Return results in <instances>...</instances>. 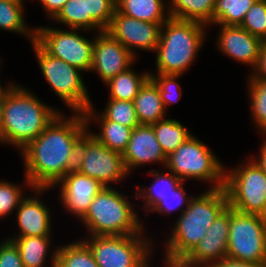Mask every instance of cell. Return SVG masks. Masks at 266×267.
I'll list each match as a JSON object with an SVG mask.
<instances>
[{"instance_id": "1", "label": "cell", "mask_w": 266, "mask_h": 267, "mask_svg": "<svg viewBox=\"0 0 266 267\" xmlns=\"http://www.w3.org/2000/svg\"><path fill=\"white\" fill-rule=\"evenodd\" d=\"M62 112L20 150L24 175L33 188L52 189L67 174L73 144L88 129L84 113L65 117Z\"/></svg>"}, {"instance_id": "2", "label": "cell", "mask_w": 266, "mask_h": 267, "mask_svg": "<svg viewBox=\"0 0 266 267\" xmlns=\"http://www.w3.org/2000/svg\"><path fill=\"white\" fill-rule=\"evenodd\" d=\"M47 105L29 89L8 82L3 90V111L0 144L22 150L36 139L61 112Z\"/></svg>"}, {"instance_id": "3", "label": "cell", "mask_w": 266, "mask_h": 267, "mask_svg": "<svg viewBox=\"0 0 266 267\" xmlns=\"http://www.w3.org/2000/svg\"><path fill=\"white\" fill-rule=\"evenodd\" d=\"M228 206L225 188L206 189L190 200L184 212L176 217L166 236L163 259L182 262L205 236L216 217Z\"/></svg>"}, {"instance_id": "4", "label": "cell", "mask_w": 266, "mask_h": 267, "mask_svg": "<svg viewBox=\"0 0 266 267\" xmlns=\"http://www.w3.org/2000/svg\"><path fill=\"white\" fill-rule=\"evenodd\" d=\"M208 28L199 22L169 17L161 26L155 50V71L175 75L189 71L208 38Z\"/></svg>"}, {"instance_id": "5", "label": "cell", "mask_w": 266, "mask_h": 267, "mask_svg": "<svg viewBox=\"0 0 266 267\" xmlns=\"http://www.w3.org/2000/svg\"><path fill=\"white\" fill-rule=\"evenodd\" d=\"M130 197L136 199L134 194L126 196L117 188L103 187L80 220L87 229V236L147 234Z\"/></svg>"}, {"instance_id": "6", "label": "cell", "mask_w": 266, "mask_h": 267, "mask_svg": "<svg viewBox=\"0 0 266 267\" xmlns=\"http://www.w3.org/2000/svg\"><path fill=\"white\" fill-rule=\"evenodd\" d=\"M202 140L193 134L167 156L164 170L172 172L182 181L209 183L208 189L225 186V165Z\"/></svg>"}, {"instance_id": "7", "label": "cell", "mask_w": 266, "mask_h": 267, "mask_svg": "<svg viewBox=\"0 0 266 267\" xmlns=\"http://www.w3.org/2000/svg\"><path fill=\"white\" fill-rule=\"evenodd\" d=\"M31 46L41 74L54 94L63 101L71 112L84 113L93 102L89 96L84 78H82L81 72L83 71L62 59L51 56L36 41H33Z\"/></svg>"}, {"instance_id": "8", "label": "cell", "mask_w": 266, "mask_h": 267, "mask_svg": "<svg viewBox=\"0 0 266 267\" xmlns=\"http://www.w3.org/2000/svg\"><path fill=\"white\" fill-rule=\"evenodd\" d=\"M147 234L87 236L99 267H146L153 258L154 241Z\"/></svg>"}, {"instance_id": "9", "label": "cell", "mask_w": 266, "mask_h": 267, "mask_svg": "<svg viewBox=\"0 0 266 267\" xmlns=\"http://www.w3.org/2000/svg\"><path fill=\"white\" fill-rule=\"evenodd\" d=\"M224 188L231 208L266 216V174L250 157L234 168L225 167Z\"/></svg>"}, {"instance_id": "10", "label": "cell", "mask_w": 266, "mask_h": 267, "mask_svg": "<svg viewBox=\"0 0 266 267\" xmlns=\"http://www.w3.org/2000/svg\"><path fill=\"white\" fill-rule=\"evenodd\" d=\"M227 256L266 265V218L230 207Z\"/></svg>"}, {"instance_id": "11", "label": "cell", "mask_w": 266, "mask_h": 267, "mask_svg": "<svg viewBox=\"0 0 266 267\" xmlns=\"http://www.w3.org/2000/svg\"><path fill=\"white\" fill-rule=\"evenodd\" d=\"M35 29V41L48 54L83 72H90L94 38L88 39L83 36L80 32L82 29L64 30L48 25L36 26Z\"/></svg>"}, {"instance_id": "12", "label": "cell", "mask_w": 266, "mask_h": 267, "mask_svg": "<svg viewBox=\"0 0 266 267\" xmlns=\"http://www.w3.org/2000/svg\"><path fill=\"white\" fill-rule=\"evenodd\" d=\"M79 172L95 178L104 187H113L112 185L126 180L130 175L125 167L123 155L98 142L88 129L86 155Z\"/></svg>"}, {"instance_id": "13", "label": "cell", "mask_w": 266, "mask_h": 267, "mask_svg": "<svg viewBox=\"0 0 266 267\" xmlns=\"http://www.w3.org/2000/svg\"><path fill=\"white\" fill-rule=\"evenodd\" d=\"M162 25L128 17L115 9L113 17L104 31L118 40L137 58V49L139 52L141 50L155 52Z\"/></svg>"}, {"instance_id": "14", "label": "cell", "mask_w": 266, "mask_h": 267, "mask_svg": "<svg viewBox=\"0 0 266 267\" xmlns=\"http://www.w3.org/2000/svg\"><path fill=\"white\" fill-rule=\"evenodd\" d=\"M137 60L127 48L106 31L95 33L90 71L97 73L104 84L133 66Z\"/></svg>"}, {"instance_id": "15", "label": "cell", "mask_w": 266, "mask_h": 267, "mask_svg": "<svg viewBox=\"0 0 266 267\" xmlns=\"http://www.w3.org/2000/svg\"><path fill=\"white\" fill-rule=\"evenodd\" d=\"M230 229V206L216 217L205 236L182 261L186 267H208L227 256Z\"/></svg>"}, {"instance_id": "16", "label": "cell", "mask_w": 266, "mask_h": 267, "mask_svg": "<svg viewBox=\"0 0 266 267\" xmlns=\"http://www.w3.org/2000/svg\"><path fill=\"white\" fill-rule=\"evenodd\" d=\"M59 187V198L66 212L81 220L88 212L93 198L104 187L95 178L80 172L66 174L53 188Z\"/></svg>"}, {"instance_id": "17", "label": "cell", "mask_w": 266, "mask_h": 267, "mask_svg": "<svg viewBox=\"0 0 266 267\" xmlns=\"http://www.w3.org/2000/svg\"><path fill=\"white\" fill-rule=\"evenodd\" d=\"M215 25L219 26L220 32L215 42L218 51L242 65L247 64L252 72L257 65L263 41L241 26Z\"/></svg>"}, {"instance_id": "18", "label": "cell", "mask_w": 266, "mask_h": 267, "mask_svg": "<svg viewBox=\"0 0 266 267\" xmlns=\"http://www.w3.org/2000/svg\"><path fill=\"white\" fill-rule=\"evenodd\" d=\"M47 190L33 188L32 196H26L16 210V224L18 232L11 237H27V236H52V219L51 208L47 203L39 198L43 193L47 194ZM35 194V195H34Z\"/></svg>"}, {"instance_id": "19", "label": "cell", "mask_w": 266, "mask_h": 267, "mask_svg": "<svg viewBox=\"0 0 266 267\" xmlns=\"http://www.w3.org/2000/svg\"><path fill=\"white\" fill-rule=\"evenodd\" d=\"M123 160L130 176L134 169L148 164H161L165 168L167 156L157 141L152 125L140 124L133 128Z\"/></svg>"}, {"instance_id": "20", "label": "cell", "mask_w": 266, "mask_h": 267, "mask_svg": "<svg viewBox=\"0 0 266 267\" xmlns=\"http://www.w3.org/2000/svg\"><path fill=\"white\" fill-rule=\"evenodd\" d=\"M97 112L93 104L84 112L88 130L98 142L123 155L127 149L133 128L108 120L102 113ZM93 122L95 124L99 123L98 128H101L99 133L90 130L89 127Z\"/></svg>"}, {"instance_id": "21", "label": "cell", "mask_w": 266, "mask_h": 267, "mask_svg": "<svg viewBox=\"0 0 266 267\" xmlns=\"http://www.w3.org/2000/svg\"><path fill=\"white\" fill-rule=\"evenodd\" d=\"M13 240L18 246L24 267H50L56 266L57 248L51 251L52 236L6 237ZM52 252V253H51ZM49 255H51L49 257ZM48 257V258H47ZM47 263V265H46ZM48 266V267H49Z\"/></svg>"}, {"instance_id": "22", "label": "cell", "mask_w": 266, "mask_h": 267, "mask_svg": "<svg viewBox=\"0 0 266 267\" xmlns=\"http://www.w3.org/2000/svg\"><path fill=\"white\" fill-rule=\"evenodd\" d=\"M133 103L140 124L151 125L167 118L168 112L162 103L159 87L151 78L140 88Z\"/></svg>"}, {"instance_id": "23", "label": "cell", "mask_w": 266, "mask_h": 267, "mask_svg": "<svg viewBox=\"0 0 266 267\" xmlns=\"http://www.w3.org/2000/svg\"><path fill=\"white\" fill-rule=\"evenodd\" d=\"M157 169H151L148 174L153 176V181L149 186H138L135 190L136 198L144 202L142 209L149 214V211L163 198L170 194L174 188H176L182 180L176 177L170 171L162 172Z\"/></svg>"}, {"instance_id": "24", "label": "cell", "mask_w": 266, "mask_h": 267, "mask_svg": "<svg viewBox=\"0 0 266 267\" xmlns=\"http://www.w3.org/2000/svg\"><path fill=\"white\" fill-rule=\"evenodd\" d=\"M167 0H116V10L141 21L163 24L170 16Z\"/></svg>"}, {"instance_id": "25", "label": "cell", "mask_w": 266, "mask_h": 267, "mask_svg": "<svg viewBox=\"0 0 266 267\" xmlns=\"http://www.w3.org/2000/svg\"><path fill=\"white\" fill-rule=\"evenodd\" d=\"M168 13L171 18L188 20L212 26L216 0H168Z\"/></svg>"}, {"instance_id": "26", "label": "cell", "mask_w": 266, "mask_h": 267, "mask_svg": "<svg viewBox=\"0 0 266 267\" xmlns=\"http://www.w3.org/2000/svg\"><path fill=\"white\" fill-rule=\"evenodd\" d=\"M24 3L25 0H0V29L21 34L32 43L35 41L36 29L27 27Z\"/></svg>"}, {"instance_id": "27", "label": "cell", "mask_w": 266, "mask_h": 267, "mask_svg": "<svg viewBox=\"0 0 266 267\" xmlns=\"http://www.w3.org/2000/svg\"><path fill=\"white\" fill-rule=\"evenodd\" d=\"M132 67L133 66L126 71L119 73L105 83L109 89V98L107 99L134 100L139 93L140 88L150 78V72L147 70L141 74L136 72Z\"/></svg>"}, {"instance_id": "28", "label": "cell", "mask_w": 266, "mask_h": 267, "mask_svg": "<svg viewBox=\"0 0 266 267\" xmlns=\"http://www.w3.org/2000/svg\"><path fill=\"white\" fill-rule=\"evenodd\" d=\"M51 21L64 24L63 26L67 28L82 29L86 33L87 31L92 34L103 31L90 15H86L85 0H68Z\"/></svg>"}, {"instance_id": "29", "label": "cell", "mask_w": 266, "mask_h": 267, "mask_svg": "<svg viewBox=\"0 0 266 267\" xmlns=\"http://www.w3.org/2000/svg\"><path fill=\"white\" fill-rule=\"evenodd\" d=\"M151 125L166 156L175 151L193 134L177 119L165 118Z\"/></svg>"}, {"instance_id": "30", "label": "cell", "mask_w": 266, "mask_h": 267, "mask_svg": "<svg viewBox=\"0 0 266 267\" xmlns=\"http://www.w3.org/2000/svg\"><path fill=\"white\" fill-rule=\"evenodd\" d=\"M56 247L55 267H99L91 249L81 238Z\"/></svg>"}, {"instance_id": "31", "label": "cell", "mask_w": 266, "mask_h": 267, "mask_svg": "<svg viewBox=\"0 0 266 267\" xmlns=\"http://www.w3.org/2000/svg\"><path fill=\"white\" fill-rule=\"evenodd\" d=\"M247 93L250 101L253 127L266 136V80L247 76Z\"/></svg>"}, {"instance_id": "32", "label": "cell", "mask_w": 266, "mask_h": 267, "mask_svg": "<svg viewBox=\"0 0 266 267\" xmlns=\"http://www.w3.org/2000/svg\"><path fill=\"white\" fill-rule=\"evenodd\" d=\"M256 0H216L212 25L240 26Z\"/></svg>"}, {"instance_id": "33", "label": "cell", "mask_w": 266, "mask_h": 267, "mask_svg": "<svg viewBox=\"0 0 266 267\" xmlns=\"http://www.w3.org/2000/svg\"><path fill=\"white\" fill-rule=\"evenodd\" d=\"M25 187L21 184L12 183V181L0 180V219H5L9 215L15 213L20 202L26 197L24 191L26 188L33 189L30 181L24 175ZM24 187V188H23ZM24 190H23V189ZM13 212V213H12Z\"/></svg>"}, {"instance_id": "34", "label": "cell", "mask_w": 266, "mask_h": 267, "mask_svg": "<svg viewBox=\"0 0 266 267\" xmlns=\"http://www.w3.org/2000/svg\"><path fill=\"white\" fill-rule=\"evenodd\" d=\"M102 114L108 119L124 126L135 128L140 125L133 101L107 99Z\"/></svg>"}, {"instance_id": "35", "label": "cell", "mask_w": 266, "mask_h": 267, "mask_svg": "<svg viewBox=\"0 0 266 267\" xmlns=\"http://www.w3.org/2000/svg\"><path fill=\"white\" fill-rule=\"evenodd\" d=\"M183 184H185L184 181L174 188L170 194L160 198V201L149 211V214L157 212V214L167 216L173 211V213L179 211L180 213L178 214L180 216L188 207L190 200L194 197L193 195H187Z\"/></svg>"}, {"instance_id": "36", "label": "cell", "mask_w": 266, "mask_h": 267, "mask_svg": "<svg viewBox=\"0 0 266 267\" xmlns=\"http://www.w3.org/2000/svg\"><path fill=\"white\" fill-rule=\"evenodd\" d=\"M182 75L153 73L150 70V78L159 87L162 103L168 111L170 105L179 102L182 97V88L177 80Z\"/></svg>"}, {"instance_id": "37", "label": "cell", "mask_w": 266, "mask_h": 267, "mask_svg": "<svg viewBox=\"0 0 266 267\" xmlns=\"http://www.w3.org/2000/svg\"><path fill=\"white\" fill-rule=\"evenodd\" d=\"M243 29L251 35L266 40V0H256L248 10L242 24Z\"/></svg>"}, {"instance_id": "38", "label": "cell", "mask_w": 266, "mask_h": 267, "mask_svg": "<svg viewBox=\"0 0 266 267\" xmlns=\"http://www.w3.org/2000/svg\"><path fill=\"white\" fill-rule=\"evenodd\" d=\"M116 0H85L86 15L104 31L113 17Z\"/></svg>"}, {"instance_id": "39", "label": "cell", "mask_w": 266, "mask_h": 267, "mask_svg": "<svg viewBox=\"0 0 266 267\" xmlns=\"http://www.w3.org/2000/svg\"><path fill=\"white\" fill-rule=\"evenodd\" d=\"M0 267H24L18 246L8 238L0 242Z\"/></svg>"}, {"instance_id": "40", "label": "cell", "mask_w": 266, "mask_h": 267, "mask_svg": "<svg viewBox=\"0 0 266 267\" xmlns=\"http://www.w3.org/2000/svg\"><path fill=\"white\" fill-rule=\"evenodd\" d=\"M86 155V131L74 142L68 157L67 174L79 172Z\"/></svg>"}, {"instance_id": "41", "label": "cell", "mask_w": 266, "mask_h": 267, "mask_svg": "<svg viewBox=\"0 0 266 267\" xmlns=\"http://www.w3.org/2000/svg\"><path fill=\"white\" fill-rule=\"evenodd\" d=\"M208 267H266L264 263H255L250 261H240L228 256L218 262L212 263Z\"/></svg>"}, {"instance_id": "42", "label": "cell", "mask_w": 266, "mask_h": 267, "mask_svg": "<svg viewBox=\"0 0 266 267\" xmlns=\"http://www.w3.org/2000/svg\"><path fill=\"white\" fill-rule=\"evenodd\" d=\"M248 74L255 79L266 80V40L262 43L256 67Z\"/></svg>"}, {"instance_id": "43", "label": "cell", "mask_w": 266, "mask_h": 267, "mask_svg": "<svg viewBox=\"0 0 266 267\" xmlns=\"http://www.w3.org/2000/svg\"><path fill=\"white\" fill-rule=\"evenodd\" d=\"M45 10L50 21L58 14L68 0H37Z\"/></svg>"}, {"instance_id": "44", "label": "cell", "mask_w": 266, "mask_h": 267, "mask_svg": "<svg viewBox=\"0 0 266 267\" xmlns=\"http://www.w3.org/2000/svg\"><path fill=\"white\" fill-rule=\"evenodd\" d=\"M266 138V137H265ZM264 138L262 144H260V151L258 156H253V154H249L250 158L262 169V171L266 174V139Z\"/></svg>"}, {"instance_id": "45", "label": "cell", "mask_w": 266, "mask_h": 267, "mask_svg": "<svg viewBox=\"0 0 266 267\" xmlns=\"http://www.w3.org/2000/svg\"><path fill=\"white\" fill-rule=\"evenodd\" d=\"M163 266L164 267H186L182 262H172V261H167L163 259ZM146 267H152L151 266V261L148 263Z\"/></svg>"}, {"instance_id": "46", "label": "cell", "mask_w": 266, "mask_h": 267, "mask_svg": "<svg viewBox=\"0 0 266 267\" xmlns=\"http://www.w3.org/2000/svg\"><path fill=\"white\" fill-rule=\"evenodd\" d=\"M2 111H3V91L0 93V130L2 122Z\"/></svg>"}, {"instance_id": "47", "label": "cell", "mask_w": 266, "mask_h": 267, "mask_svg": "<svg viewBox=\"0 0 266 267\" xmlns=\"http://www.w3.org/2000/svg\"><path fill=\"white\" fill-rule=\"evenodd\" d=\"M1 63V60H0ZM6 88V86L3 87V85H1V78H0V93Z\"/></svg>"}]
</instances>
